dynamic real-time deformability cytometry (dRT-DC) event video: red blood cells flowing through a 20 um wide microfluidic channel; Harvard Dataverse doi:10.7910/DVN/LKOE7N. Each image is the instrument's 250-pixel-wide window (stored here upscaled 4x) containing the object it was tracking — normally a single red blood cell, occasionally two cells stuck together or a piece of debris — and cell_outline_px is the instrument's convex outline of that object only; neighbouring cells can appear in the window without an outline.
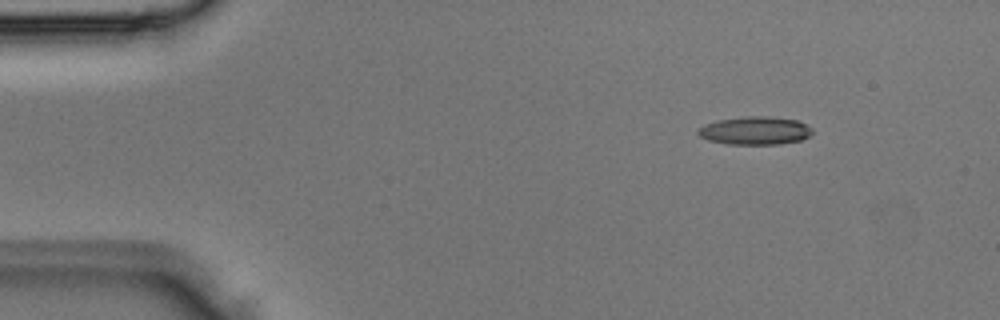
{"species": "Egyptian fruit bat (a non-hibernating species)", "species_latin": "Rousettus aegyptiacus", "temperature_condition": "room temperature", "stored_images_in_passage": 4, "camera_frame_rate_fps": 3000, "um_per_image_px": 0.085, "animal": {"sex": "male"}, "frame": {"image": 1, "passage_image": 4, "time_ms": 1.0, "image_size_px": [1000, 320], "cell_outline_px": [[812, 132], [808, 136], [800, 140], [776, 144], [728, 144], [708, 140], [700, 136], [696, 132], [704, 124], [716, 120], [744, 116], [768, 116], [796, 120], [812, 128]], "centroid_in_image_um": [64.14, 11.09], "position_along_channel_um": 20.9, "area_um2": 18.61}}